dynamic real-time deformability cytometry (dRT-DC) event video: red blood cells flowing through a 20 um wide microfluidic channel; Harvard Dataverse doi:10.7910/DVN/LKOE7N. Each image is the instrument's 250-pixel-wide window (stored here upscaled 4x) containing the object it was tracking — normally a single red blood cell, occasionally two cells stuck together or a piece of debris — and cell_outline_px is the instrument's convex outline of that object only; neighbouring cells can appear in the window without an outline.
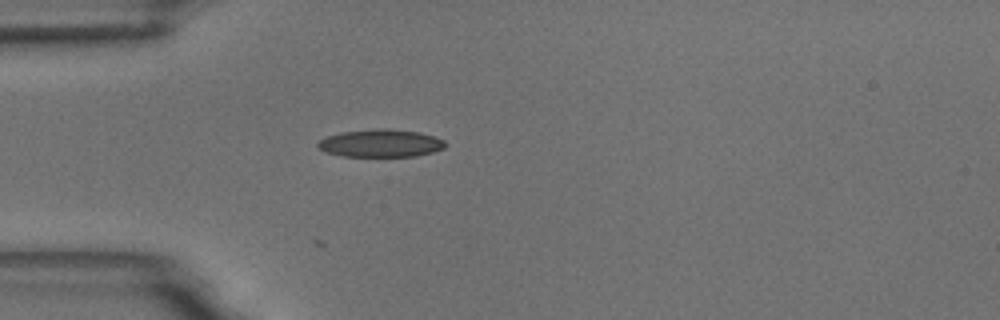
{"species": "common noctule bat (a hibernating species)", "species_latin": "Nyctalus noctula", "temperature_condition": "room temperature", "stored_images_in_passage": 2, "camera_frame_rate_fps": 3000, "um_per_image_px": 0.085, "animal": {"sex": "male", "body_mass_g": 18.8}, "frame": {"image": 1, "passage_image": 2, "time_ms": 0.333, "image_size_px": [1000, 320], "cell_outline_px": [[448, 144], [444, 148], [432, 152], [416, 156], [344, 156], [324, 152], [316, 144], [320, 140], [328, 136], [340, 132], [380, 128], [388, 128], [420, 132], [444, 140]], "centroid_in_image_um": [32.37, 12.17], "position_along_channel_um": 52.6, "area_um2": 20.58}}